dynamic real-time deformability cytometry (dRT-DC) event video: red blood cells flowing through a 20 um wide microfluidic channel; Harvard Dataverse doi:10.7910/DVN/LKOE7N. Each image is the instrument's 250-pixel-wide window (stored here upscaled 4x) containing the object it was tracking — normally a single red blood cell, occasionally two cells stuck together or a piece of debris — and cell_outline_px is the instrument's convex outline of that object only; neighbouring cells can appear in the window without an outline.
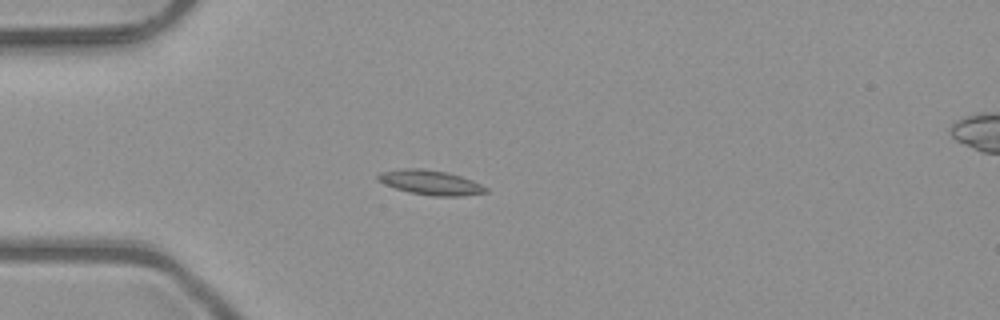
{"species": "common noctule bat (a hibernating species)", "species_latin": "Nyctalus noctula", "temperature_condition": "room temperature", "stored_images_in_passage": 5, "camera_frame_rate_fps": 3000, "um_per_image_px": 0.085, "animal": {"sex": "male", "body_mass_g": 23.1, "forearm_length_mm": 52.7}, "frame": {"image": 1, "passage_image": 4, "time_ms": 1.0, "image_size_px": [1000, 320], "cell_outline_px": [[488, 192], [460, 196], [432, 196], [408, 192], [384, 184], [376, 180], [376, 176], [380, 172], [404, 168], [424, 168], [448, 172], [472, 180], [488, 188]], "centroid_in_image_um": [36.57, 15.5], "position_along_channel_um": 48.4, "area_um2": 15.61}}